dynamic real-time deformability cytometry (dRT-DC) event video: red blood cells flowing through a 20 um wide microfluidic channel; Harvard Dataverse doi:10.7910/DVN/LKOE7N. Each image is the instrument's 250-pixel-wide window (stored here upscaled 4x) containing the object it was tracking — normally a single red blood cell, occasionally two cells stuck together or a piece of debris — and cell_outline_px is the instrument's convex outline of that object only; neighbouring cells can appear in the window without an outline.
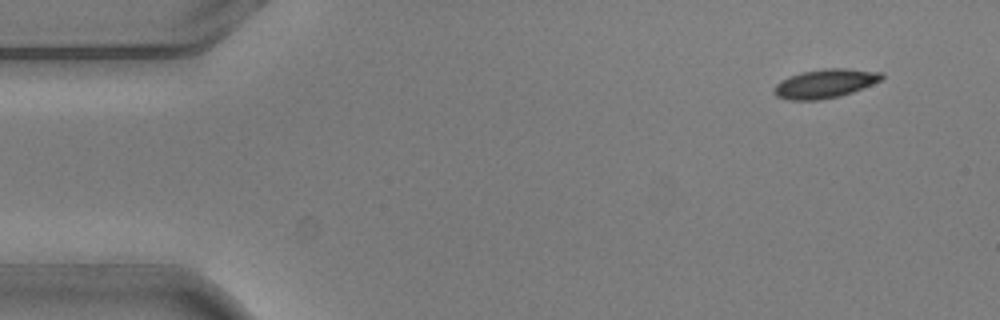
{"species": "common noctule bat (a hibernating species)", "species_latin": "Nyctalus noctula", "temperature_condition": "warm", "stored_images_in_passage": 4, "camera_frame_rate_fps": 3000, "um_per_image_px": 0.085, "animal": {"sex": "male", "body_mass_g": 20.5, "forearm_length_mm": 52.5}, "frame": {"image": 1, "passage_image": 1, "time_ms": 0.0, "image_size_px": [1000, 320], "cell_outline_px": [[884, 76], [880, 80], [872, 84], [852, 92], [840, 96], [816, 100], [792, 100], [776, 96], [772, 92], [772, 88], [780, 80], [788, 76], [800, 72], [824, 68], [844, 68], [884, 72]], "centroid_in_image_um": [70.09, 7.09], "position_along_channel_um": 14.9, "area_um2": 18.26}}
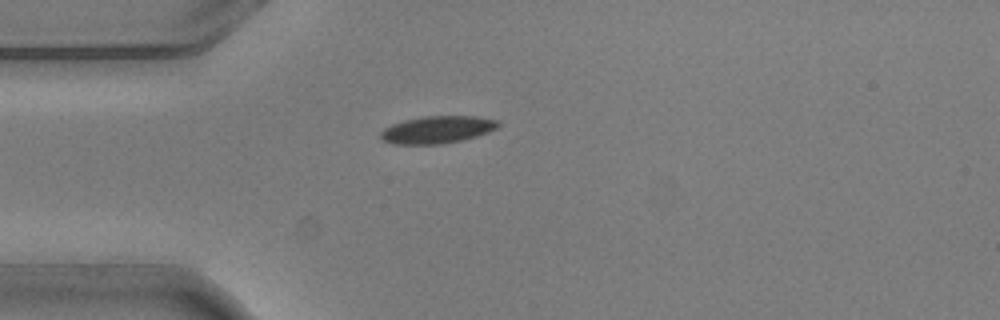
{"frame": {"image": 2, "passage_image": 4, "time_ms": 1.0, "image_size_px": [1000, 320], "cell_outline_px": [[500, 124], [496, 128], [488, 132], [476, 136], [460, 140], [440, 144], [392, 144], [380, 140], [380, 132], [384, 128], [392, 124], [404, 120], [424, 116], [476, 116], [500, 120]], "centroid_in_image_um": [37.14, 11.02], "position_along_channel_um": 47.9, "area_um2": 18.79}}